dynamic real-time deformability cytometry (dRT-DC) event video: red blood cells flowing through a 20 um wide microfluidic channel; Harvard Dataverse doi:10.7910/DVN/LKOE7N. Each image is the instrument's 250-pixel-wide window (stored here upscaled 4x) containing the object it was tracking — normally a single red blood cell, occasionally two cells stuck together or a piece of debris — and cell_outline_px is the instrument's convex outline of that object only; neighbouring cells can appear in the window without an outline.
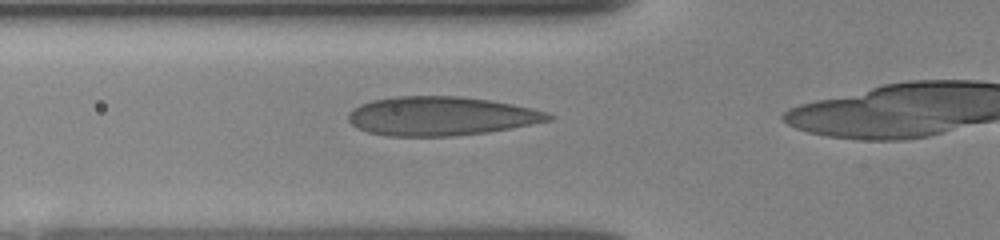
{"species": "human", "species_latin": "Homo sapiens", "temperature_condition": "room temperature", "stored_images_in_passage": 20, "camera_frame_rate_fps": 3000, "um_per_image_px": 0.085, "donor": {"sex": "female"}, "frame": {"image": 1, "passage_image": 4, "time_ms": 1.0, "image_size_px": [1000, 240], "cell_outline_px": [[556, 116], [552, 120], [488, 132], [452, 136], [388, 136], [368, 132], [356, 128], [348, 120], [348, 112], [352, 108], [360, 104], [372, 100], [396, 96], [460, 96], [492, 100], [532, 108], [548, 112]], "centroid_in_image_um": [37.47, 9.86], "position_along_channel_um": 88.3, "area_um2": 45.66}}
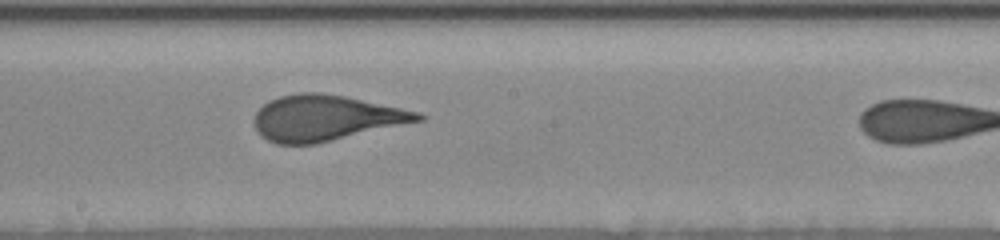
{"frame": {"image": 2, "passage_image": 11, "time_ms": 3.333, "image_size_px": [1000, 240], "cell_outline_px": [[424, 120], [316, 144], [276, 144], [260, 136], [252, 124], [252, 120], [256, 112], [268, 100], [280, 96], [300, 92], [320, 92], [344, 96], [420, 112], [424, 116]], "centroid_in_image_um": [27.63, 10.03], "position_along_channel_um": 220.6, "area_um2": 43.7}}
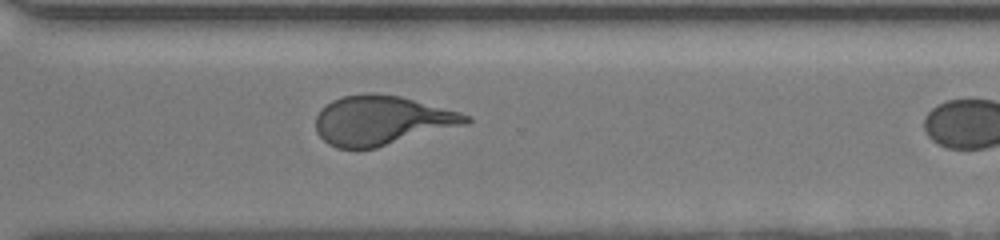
{"frame": {"image": 3, "passage_image": 19, "time_ms": 6.0, "image_size_px": [1000, 240], "cell_outline_px": [[472, 120], [468, 124], [376, 148], [336, 148], [328, 144], [316, 132], [316, 116], [320, 108], [332, 100], [344, 96], [368, 92], [372, 92], [400, 96], [460, 112], [472, 116]], "centroid_in_image_um": [32.45, 10.23], "position_along_channel_um": 338.1, "area_um2": 43.41}}